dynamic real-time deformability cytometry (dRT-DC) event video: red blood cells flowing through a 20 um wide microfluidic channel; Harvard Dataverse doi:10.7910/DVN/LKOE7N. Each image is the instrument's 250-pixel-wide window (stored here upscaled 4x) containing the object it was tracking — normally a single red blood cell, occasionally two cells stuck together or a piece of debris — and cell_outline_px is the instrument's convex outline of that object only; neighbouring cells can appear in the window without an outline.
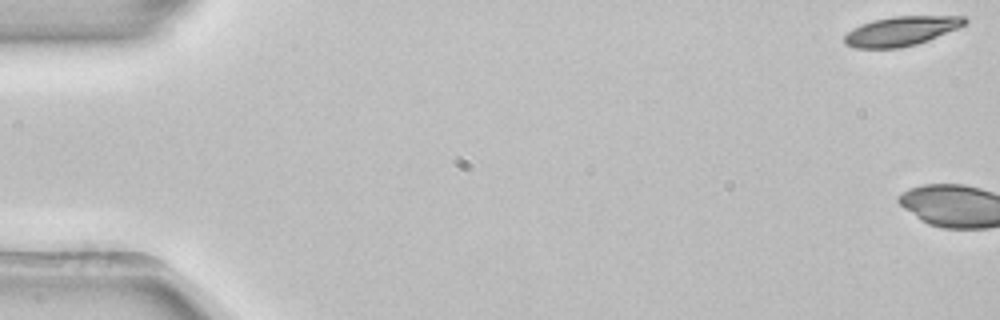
{"species": "common noctule bat (a hibernating species)", "species_latin": "Nyctalus noctula", "temperature_condition": "room temperature", "stored_images_in_passage": 4, "camera_frame_rate_fps": 3000, "um_per_image_px": 0.085, "animal": {"sex": "female", "body_mass_g": 22.7, "forearm_length_mm": 54.2}, "frame": {"image": 1, "passage_image": 1, "time_ms": 0.0, "image_size_px": [1000, 320], "cell_outline_px": [[968, 20], [964, 24], [956, 28], [928, 40], [916, 44], [900, 48], [856, 48], [844, 44], [844, 36], [852, 28], [872, 20], [892, 16], [964, 16]], "centroid_in_image_um": [76.55, 2.64], "position_along_channel_um": 8.4, "area_um2": 20.46}}